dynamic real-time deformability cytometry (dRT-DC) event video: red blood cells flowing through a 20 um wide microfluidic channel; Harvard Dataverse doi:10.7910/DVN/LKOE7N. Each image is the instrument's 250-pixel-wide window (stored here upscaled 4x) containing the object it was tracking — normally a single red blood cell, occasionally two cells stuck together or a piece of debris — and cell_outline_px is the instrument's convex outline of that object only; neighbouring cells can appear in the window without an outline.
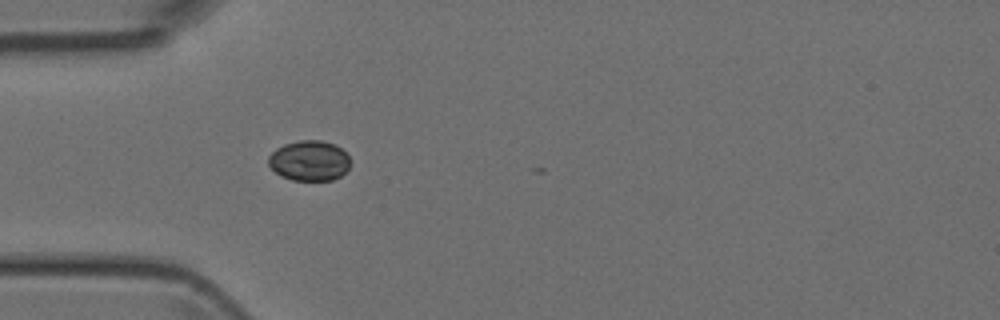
{"species": "Egyptian fruit bat (a non-hibernating species)", "species_latin": "Rousettus aegyptiacus", "temperature_condition": "room temperature", "stored_images_in_passage": 3, "camera_frame_rate_fps": 3000, "um_per_image_px": 0.085, "animal": {"sex": "female"}, "frame": {"image": 1, "passage_image": 1, "time_ms": 0.0, "image_size_px": [1000, 320], "cell_outline_px": [[348, 168], [340, 176], [332, 180], [292, 180], [280, 176], [268, 164], [268, 156], [276, 148], [284, 144], [300, 140], [320, 140], [336, 144], [348, 156]], "centroid_in_image_um": [26.26, 13.65], "position_along_channel_um": 58.7, "area_um2": 19.13}}